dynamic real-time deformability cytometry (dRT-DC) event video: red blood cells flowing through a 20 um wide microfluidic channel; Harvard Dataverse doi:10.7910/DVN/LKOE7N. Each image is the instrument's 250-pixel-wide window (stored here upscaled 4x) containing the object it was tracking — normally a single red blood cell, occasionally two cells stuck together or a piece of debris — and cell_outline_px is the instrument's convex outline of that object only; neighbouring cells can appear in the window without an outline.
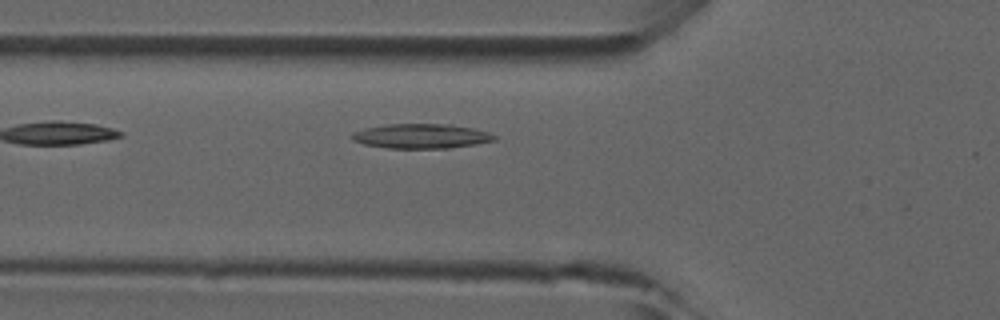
{"species": "common noctule bat (a hibernating species)", "species_latin": "Nyctalus noctula", "temperature_condition": "room temperature", "stored_images_in_passage": 10, "camera_frame_rate_fps": 3000, "um_per_image_px": 0.085, "animal": {"sex": "male", "forearm_length_mm": 52.5}, "frame": {"image": 1, "passage_image": 2, "time_ms": 0.333, "image_size_px": [1000, 320], "cell_outline_px": [[496, 140], [476, 144], [448, 148], [388, 148], [364, 144], [352, 140], [348, 136], [352, 132], [364, 128], [388, 124], [452, 124], [472, 128], [488, 132], [496, 136]], "centroid_in_image_um": [35.77, 11.57], "position_along_channel_um": 90.0, "area_um2": 20.52}}
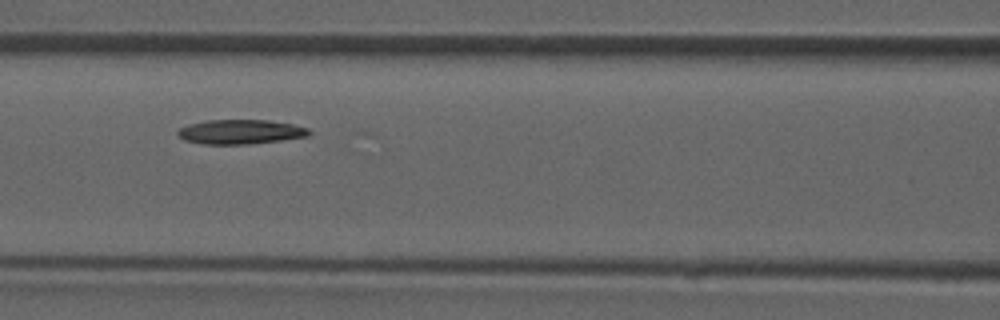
{"frame": {"image": 2, "passage_image": 6, "time_ms": 1.667, "image_size_px": [1000, 320], "cell_outline_px": [[312, 132], [308, 136], [280, 140], [248, 144], [200, 144], [184, 140], [176, 132], [180, 128], [188, 124], [208, 120], [268, 120], [292, 124], [308, 128]], "centroid_in_image_um": [20.43, 11.2], "position_along_channel_um": 146.2, "area_um2": 18.67}}